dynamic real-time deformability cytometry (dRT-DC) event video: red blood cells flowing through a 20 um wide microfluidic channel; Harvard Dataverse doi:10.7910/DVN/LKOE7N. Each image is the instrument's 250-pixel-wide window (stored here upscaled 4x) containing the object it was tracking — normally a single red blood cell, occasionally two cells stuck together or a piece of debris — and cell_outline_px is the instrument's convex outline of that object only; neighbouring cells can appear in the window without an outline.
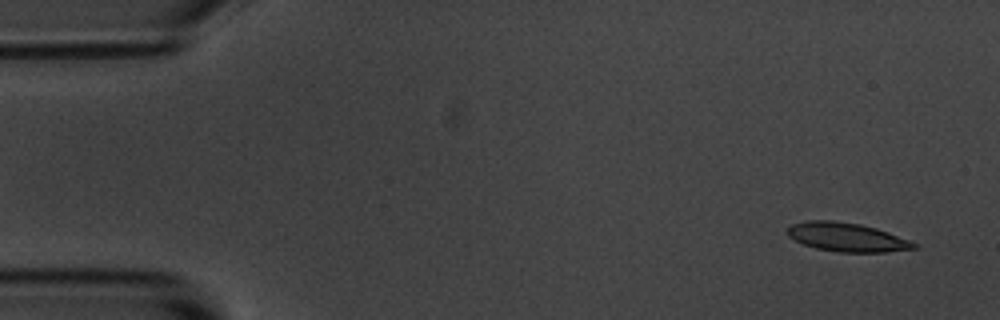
{"species": "common noctule bat (a hibernating species)", "species_latin": "Nyctalus noctula", "temperature_condition": "room temperature", "stored_images_in_passage": 5, "camera_frame_rate_fps": 3000, "um_per_image_px": 0.085, "animal": {"sex": "male", "body_mass_g": 20.1, "forearm_length_mm": 53.5}, "frame": {"image": 1, "passage_image": 1, "time_ms": 0.0, "image_size_px": [1000, 320], "cell_outline_px": [[920, 248], [888, 252], [840, 252], [816, 248], [804, 244], [788, 236], [788, 228], [792, 224], [808, 220], [832, 220], [860, 224], [876, 228], [888, 232], [908, 240], [916, 244]], "centroid_in_image_um": [72.0, 20.16], "position_along_channel_um": 13.0, "area_um2": 21.1}}
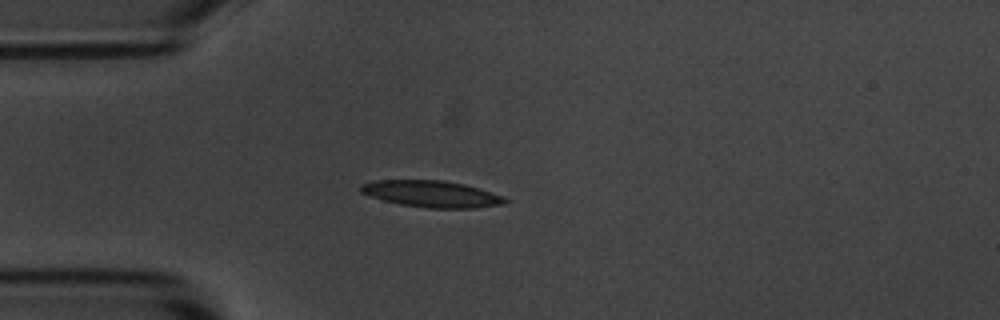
{"frame": {"image": 2, "passage_image": 4, "time_ms": 3.667, "image_size_px": [1000, 320], "cell_outline_px": [[512, 200], [504, 204], [472, 208], [428, 208], [400, 204], [368, 196], [360, 192], [360, 184], [376, 180], [444, 180], [464, 184], [480, 188], [504, 196]], "centroid_in_image_um": [36.72, 16.48], "position_along_channel_um": 48.3, "area_um2": 22.54}}